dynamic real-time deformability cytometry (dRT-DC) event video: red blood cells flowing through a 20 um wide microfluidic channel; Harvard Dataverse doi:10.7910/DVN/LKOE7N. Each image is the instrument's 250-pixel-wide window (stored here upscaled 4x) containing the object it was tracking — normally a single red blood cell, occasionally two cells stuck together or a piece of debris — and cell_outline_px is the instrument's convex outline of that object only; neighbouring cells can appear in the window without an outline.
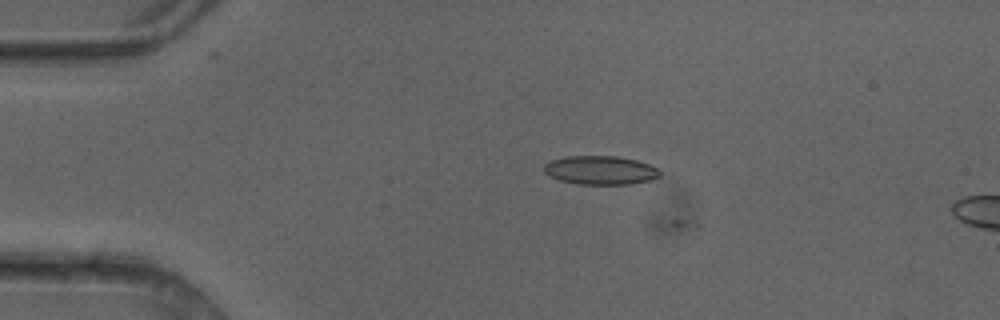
{"species": "common noctule bat (a hibernating species)", "species_latin": "Nyctalus noctula", "temperature_condition": "cold", "stored_images_in_passage": 3, "camera_frame_rate_fps": 3000, "um_per_image_px": 0.085, "animal": {"sex": "female"}, "frame": {"image": 1, "passage_image": 3, "time_ms": 0.667, "image_size_px": [1000, 320], "cell_outline_px": [[660, 176], [648, 180], [628, 184], [576, 184], [560, 180], [548, 176], [544, 172], [544, 164], [552, 160], [568, 156], [616, 156], [636, 160], [660, 168]], "centroid_in_image_um": [51.02, 14.46], "position_along_channel_um": 34.0, "area_um2": 19.36}}